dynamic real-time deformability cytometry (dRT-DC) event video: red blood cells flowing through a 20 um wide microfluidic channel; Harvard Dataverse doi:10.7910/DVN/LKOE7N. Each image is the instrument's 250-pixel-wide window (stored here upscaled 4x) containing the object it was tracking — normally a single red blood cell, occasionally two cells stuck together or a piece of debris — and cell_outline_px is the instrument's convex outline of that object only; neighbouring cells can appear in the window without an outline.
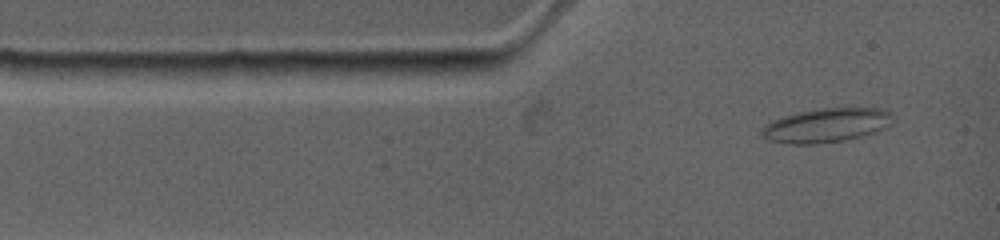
{"species": "common noctule bat (a hibernating species)", "species_latin": "Nyctalus noctula", "temperature_condition": "warm", "stored_images_in_passage": 42, "camera_frame_rate_fps": 4500, "um_per_image_px": 0.085, "animal": {"sex": "female", "body_mass_g": 19.0, "forearm_length_mm": 53.3}, "frame": {"image": 1, "passage_image": 2, "time_ms": 0.222, "image_size_px": [1000, 240], "cell_outline_px": [[876, 128], [868, 132], [856, 136], [840, 140], [808, 144], [800, 144], [772, 140], [764, 132], [772, 124], [780, 120], [792, 116], [808, 112], [876, 112]], "centroid_in_image_um": [69.84, 10.79], "position_along_channel_um": 15.2, "area_um2": 19.94}}
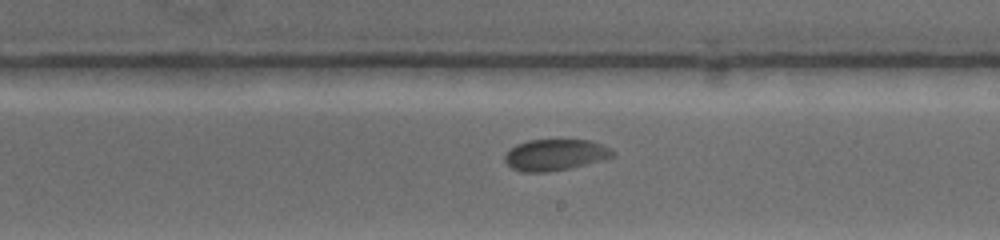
{"frame": {"image": 2, "passage_image": 21, "time_ms": 6.889, "image_size_px": [1000, 240], "cell_outline_px": [[612, 156], [568, 168], [548, 172], [520, 172], [512, 168], [504, 160], [504, 156], [512, 148], [520, 144], [532, 140], [584, 140], [608, 148], [612, 152]], "centroid_in_image_um": [47.08, 13.18], "position_along_channel_um": 241.9, "area_um2": 18.73}}
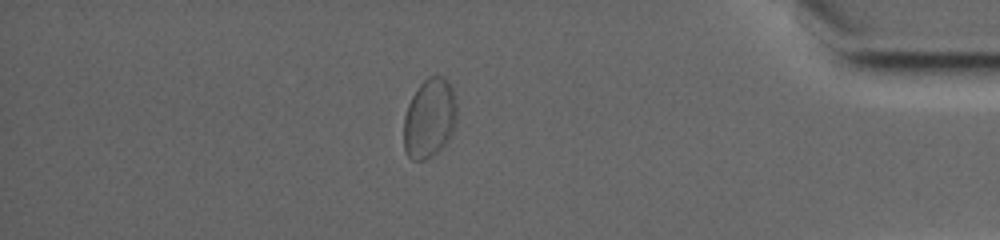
{"frame": {"image": 3, "passage_image": 37, "time_ms": 12.222, "image_size_px": [1000, 240], "cell_outline_px": [[456, 120], [452, 136], [432, 156], [424, 160], [412, 160], [408, 156], [404, 148], [404, 116], [408, 104], [412, 96], [420, 84], [428, 76], [440, 76], [448, 80], [452, 88], [456, 104]], "centroid_in_image_um": [36.5, 10.05], "position_along_channel_um": 398.7, "area_um2": 24.57}}